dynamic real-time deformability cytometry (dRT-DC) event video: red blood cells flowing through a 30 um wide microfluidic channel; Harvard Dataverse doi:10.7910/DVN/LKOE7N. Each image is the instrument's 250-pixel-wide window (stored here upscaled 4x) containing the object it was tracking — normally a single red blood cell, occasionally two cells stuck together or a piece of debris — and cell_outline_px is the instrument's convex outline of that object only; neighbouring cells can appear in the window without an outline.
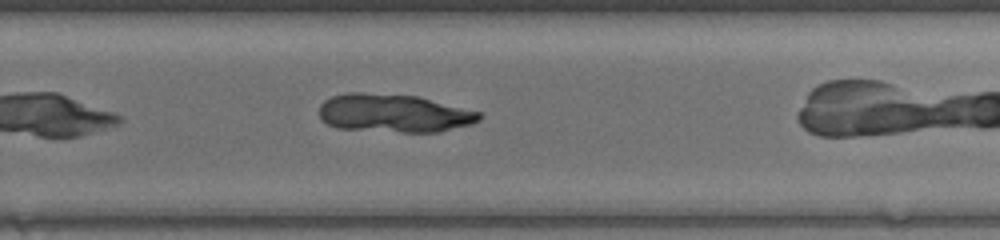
{"species": "common noctule bat (a hibernating species)", "species_latin": "Nyctalus noctula", "temperature_condition": "warm", "stored_images_in_passage": 26, "camera_frame_rate_fps": 3000, "um_per_image_px": 0.085, "animal": {"sex": "female", "body_mass_g": 17.0, "forearm_length_mm": 48.0}, "frame": {"image": 1, "passage_image": 18, "time_ms": 5.667, "image_size_px": [1000, 240], "cell_outline_px": [[480, 120], [472, 124], [440, 132], [404, 132], [336, 128], [328, 124], [320, 116], [320, 104], [324, 100], [332, 96], [344, 92], [364, 92], [416, 96], [480, 112]], "centroid_in_image_um": [33.45, 9.62], "position_along_channel_um": 296.3, "area_um2": 35.6}}
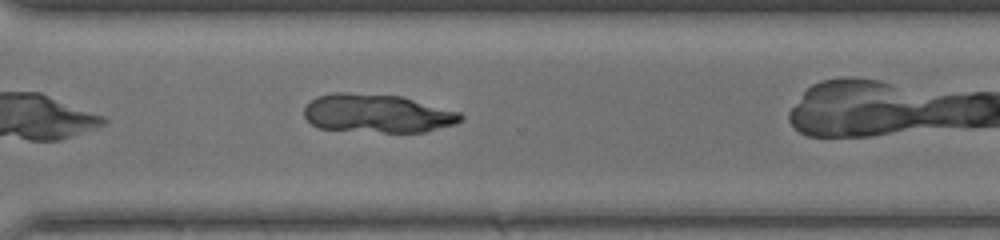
{"frame": {"image": 2, "passage_image": 21, "time_ms": 6.667, "image_size_px": [1000, 240], "cell_outline_px": [[464, 120], [456, 124], [424, 132], [384, 132], [320, 128], [312, 124], [304, 116], [304, 108], [316, 96], [332, 92], [344, 92], [400, 96], [460, 112], [464, 116]], "centroid_in_image_um": [32.09, 9.64], "position_along_channel_um": 338.5, "area_um2": 35.03}}